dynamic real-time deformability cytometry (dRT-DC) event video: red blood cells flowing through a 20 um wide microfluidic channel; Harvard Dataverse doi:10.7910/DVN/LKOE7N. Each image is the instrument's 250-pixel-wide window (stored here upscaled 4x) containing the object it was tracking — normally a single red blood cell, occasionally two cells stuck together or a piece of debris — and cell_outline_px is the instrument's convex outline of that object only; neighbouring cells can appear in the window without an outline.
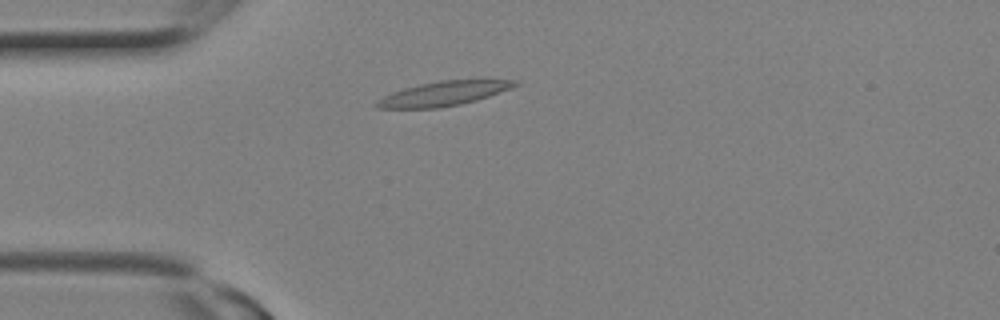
{"species": "Egyptian fruit bat (a non-hibernating species)", "species_latin": "Rousettus aegyptiacus", "temperature_condition": "room temperature", "stored_images_in_passage": 12, "camera_frame_rate_fps": 3000, "um_per_image_px": 0.085, "animal": {"sex": "female"}, "frame": {"image": 1, "passage_image": 4, "time_ms": 1.0, "image_size_px": [1000, 320], "cell_outline_px": [[520, 84], [512, 88], [476, 100], [460, 104], [440, 108], [376, 108], [372, 104], [376, 100], [392, 92], [404, 88], [420, 84], [440, 80], [520, 80]], "centroid_in_image_um": [37.68, 7.96], "position_along_channel_um": 47.3, "area_um2": 19.65}}
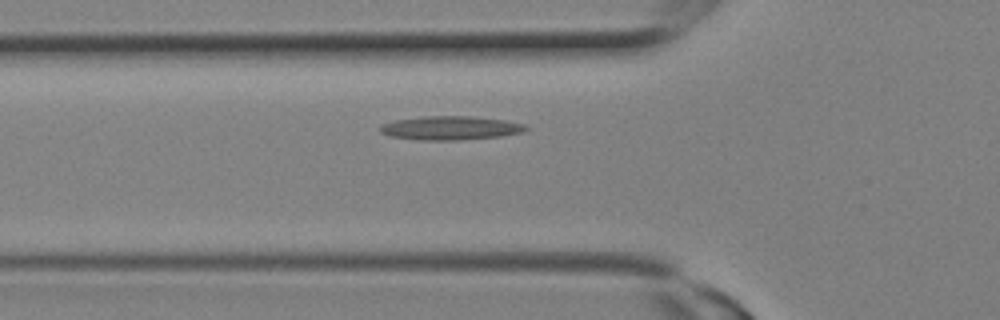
{"frame": {"image": 2, "passage_image": 6, "time_ms": 1.667, "image_size_px": [1000, 320], "cell_outline_px": [[528, 128], [524, 132], [500, 136], [456, 140], [420, 140], [388, 136], [380, 132], [380, 124], [396, 120], [424, 116], [468, 116], [504, 120], [524, 124]], "centroid_in_image_um": [38.25, 10.88], "position_along_channel_um": 87.5, "area_um2": 20.11}}
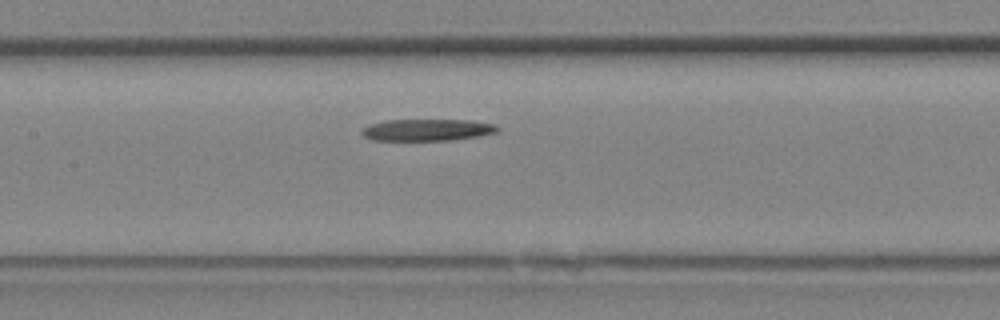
{"frame": {"image": 3, "passage_image": 9, "time_ms": 2.667, "image_size_px": [1000, 320], "cell_outline_px": [[500, 128], [496, 132], [476, 136], [448, 140], [372, 140], [364, 136], [360, 132], [368, 124], [384, 120], [472, 120], [496, 124]], "centroid_in_image_um": [36.29, 11.03], "position_along_channel_um": 171.1, "area_um2": 17.17}}